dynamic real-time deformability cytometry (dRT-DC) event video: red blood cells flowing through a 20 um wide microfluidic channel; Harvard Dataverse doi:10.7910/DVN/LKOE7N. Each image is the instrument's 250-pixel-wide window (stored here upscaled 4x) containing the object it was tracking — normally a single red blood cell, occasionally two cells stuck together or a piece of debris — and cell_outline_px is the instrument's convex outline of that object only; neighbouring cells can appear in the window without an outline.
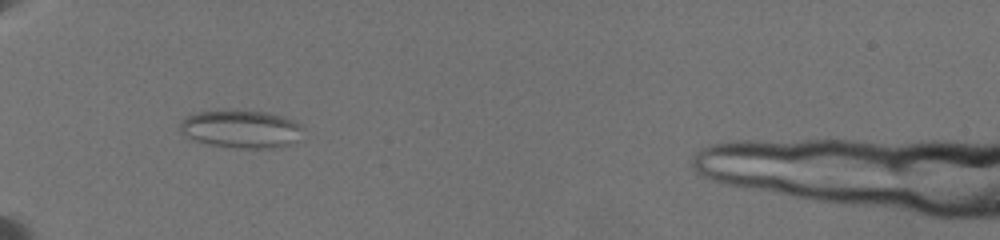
{"species": "common noctule bat (a hibernating species)", "species_latin": "Nyctalus noctula", "temperature_condition": "warm", "stored_images_in_passage": 34, "camera_frame_rate_fps": 3000, "um_per_image_px": 0.085, "animal": {"sex": "female", "body_mass_g": 19.5, "forearm_length_mm": 54.1}, "frame": {"image": 1, "passage_image": 1, "time_ms": 0.0, "image_size_px": [1000, 240], "cell_outline_px": [[304, 128], [296, 140], [292, 144], [272, 148], [232, 148], [208, 144], [184, 136], [180, 132], [180, 124], [184, 116], [200, 112], [268, 112], [284, 116], [300, 124]], "centroid_in_image_um": [20.5, 11.0], "position_along_channel_um": 64.5, "area_um2": 26.82}}
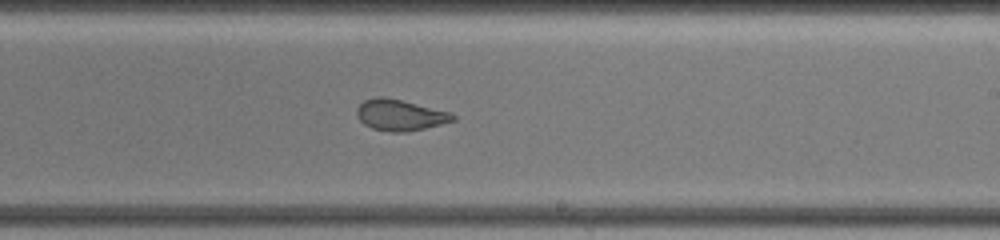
{"frame": {"image": 2, "passage_image": 21, "time_ms": 5.667, "image_size_px": [1000, 240], "cell_outline_px": [[456, 120], [408, 132], [392, 132], [372, 128], [364, 124], [356, 116], [356, 108], [364, 100], [400, 100], [452, 112], [456, 116]], "centroid_in_image_um": [34.05, 9.83], "position_along_channel_um": 254.9, "area_um2": 16.82}}
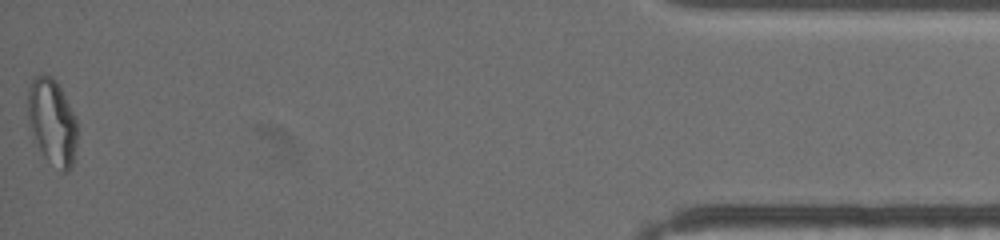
{"frame": {"image": 3, "passage_image": 34, "time_ms": 12.667, "image_size_px": [1000, 240], "cell_outline_px": [[76, 144], [72, 168], [68, 172], [64, 172], [44, 156], [36, 140], [28, 120], [28, 88], [32, 80], [36, 76], [44, 72], [52, 76], [56, 80], [76, 120]], "centroid_in_image_um": [4.43, 10.31], "position_along_channel_um": 430.8, "area_um2": 24.22}, "authors_computed_cell_mechanics": {"area_um2": 17.918, "velocity_mm_per_s": 3.5607, "shape_relaxation_time_tau1_ms": null, "shape_relaxation_time_tau2_ms": 1.2181, "deformation_change_tau1": null, "deformation_change_tau2": 0.0884}}